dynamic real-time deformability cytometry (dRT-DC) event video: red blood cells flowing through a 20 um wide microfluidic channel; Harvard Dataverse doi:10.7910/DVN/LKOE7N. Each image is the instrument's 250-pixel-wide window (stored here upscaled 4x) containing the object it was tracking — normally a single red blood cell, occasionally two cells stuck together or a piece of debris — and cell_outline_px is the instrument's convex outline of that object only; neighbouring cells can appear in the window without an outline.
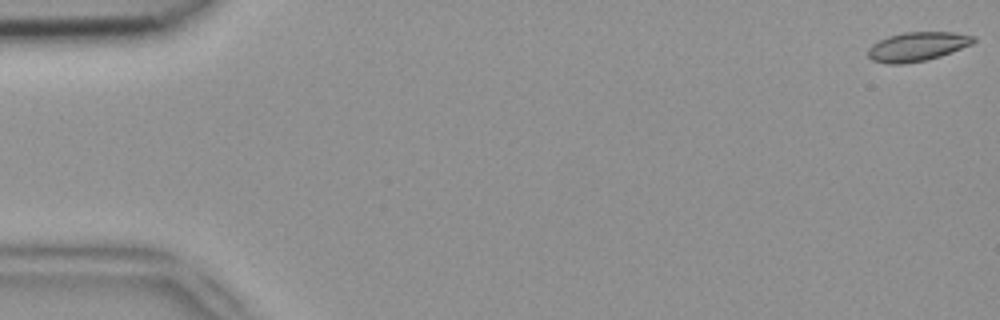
{"species": "common noctule bat (a hibernating species)", "species_latin": "Nyctalus noctula", "temperature_condition": "room temperature", "stored_images_in_passage": 6, "camera_frame_rate_fps": 3000, "um_per_image_px": 0.085, "animal": {"sex": "female", "body_mass_g": 18.4}, "frame": {"image": 1, "passage_image": 1, "time_ms": 0.0, "image_size_px": [1000, 320], "cell_outline_px": [[976, 40], [972, 44], [952, 52], [940, 56], [924, 60], [904, 64], [888, 64], [872, 60], [868, 56], [868, 48], [872, 44], [888, 36], [904, 32], [956, 32], [976, 36]], "centroid_in_image_um": [77.98, 3.95], "position_along_channel_um": 7.0, "area_um2": 17.92}}